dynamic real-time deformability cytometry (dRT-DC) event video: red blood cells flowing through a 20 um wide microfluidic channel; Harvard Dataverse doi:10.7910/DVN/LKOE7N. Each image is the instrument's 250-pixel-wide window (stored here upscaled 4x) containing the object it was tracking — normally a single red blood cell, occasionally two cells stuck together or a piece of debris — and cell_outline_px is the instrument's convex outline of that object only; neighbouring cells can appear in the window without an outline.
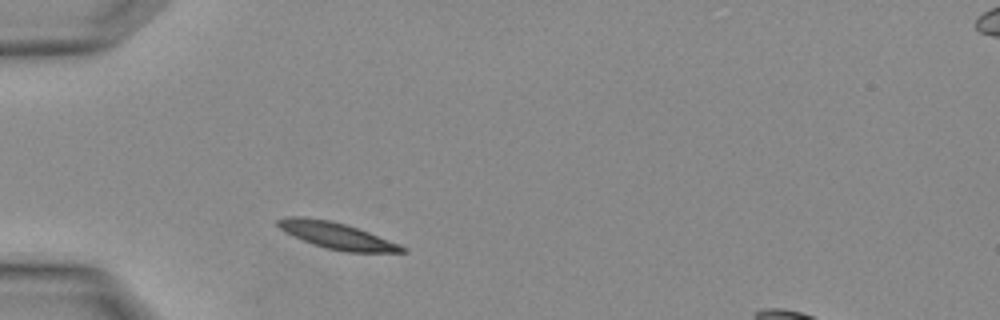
{"species": "Egyptian fruit bat (a non-hibernating species)", "species_latin": "Rousettus aegyptiacus", "temperature_condition": "warm", "stored_images_in_passage": 2, "camera_frame_rate_fps": 3000, "um_per_image_px": 0.085, "animal": {"sex": "female"}, "frame": {"image": 1, "passage_image": 1, "time_ms": 0.0, "image_size_px": [1000, 320], "cell_outline_px": [[408, 252], [344, 252], [312, 244], [280, 228], [276, 224], [276, 220], [288, 216], [304, 216], [328, 220], [344, 224], [368, 232], [400, 244], [408, 248]], "centroid_in_image_um": [28.65, 20.03], "position_along_channel_um": 56.3, "area_um2": 18.84}}